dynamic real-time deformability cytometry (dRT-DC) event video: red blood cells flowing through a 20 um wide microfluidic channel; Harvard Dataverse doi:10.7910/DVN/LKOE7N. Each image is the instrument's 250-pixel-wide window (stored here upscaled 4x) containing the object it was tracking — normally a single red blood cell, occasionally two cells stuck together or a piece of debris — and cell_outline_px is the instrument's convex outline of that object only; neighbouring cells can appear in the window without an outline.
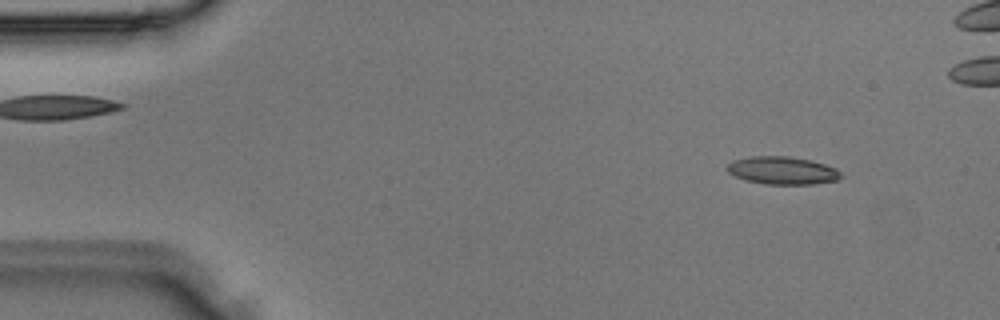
{"species": "Egyptian fruit bat (a non-hibernating species)", "species_latin": "Rousettus aegyptiacus", "temperature_condition": "room temperature", "stored_images_in_passage": 4, "camera_frame_rate_fps": 3000, "um_per_image_px": 0.085, "animal": {"sex": "male"}, "frame": {"image": 1, "passage_image": 2, "time_ms": 0.333, "image_size_px": [1000, 320], "cell_outline_px": [[844, 176], [836, 180], [812, 184], [764, 184], [748, 180], [736, 176], [728, 172], [728, 164], [732, 160], [752, 156], [788, 156], [812, 160], [836, 168]], "centroid_in_image_um": [66.53, 14.48], "position_along_channel_um": 18.5, "area_um2": 18.32}}